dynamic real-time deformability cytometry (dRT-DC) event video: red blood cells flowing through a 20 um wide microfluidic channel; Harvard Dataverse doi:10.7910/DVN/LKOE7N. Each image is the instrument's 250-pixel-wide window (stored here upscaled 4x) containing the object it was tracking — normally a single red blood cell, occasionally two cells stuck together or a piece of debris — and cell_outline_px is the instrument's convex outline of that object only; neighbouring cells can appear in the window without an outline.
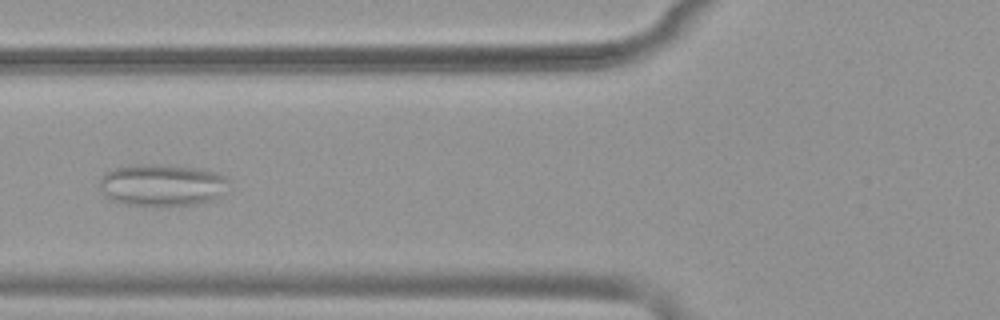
{"species": "common noctule bat (a hibernating species)", "species_latin": "Nyctalus noctula", "temperature_condition": "warm", "stored_images_in_passage": 52, "camera_frame_rate_fps": 3000, "um_per_image_px": 0.085, "animal": {"sex": "female", "body_mass_g": 19.9}, "frame": {"image": 1, "passage_image": 20, "time_ms": 6.333, "image_size_px": [1000, 320], "cell_outline_px": [[228, 180], [220, 192], [212, 200], [196, 204], [168, 208], [156, 208], [124, 204], [112, 200], [104, 196], [100, 188], [100, 176], [104, 172], [116, 168], [148, 164], [152, 164], [200, 168], [216, 172], [224, 176]], "centroid_in_image_um": [13.7, 15.77], "position_along_channel_um": 112.1, "area_um2": 31.96}}
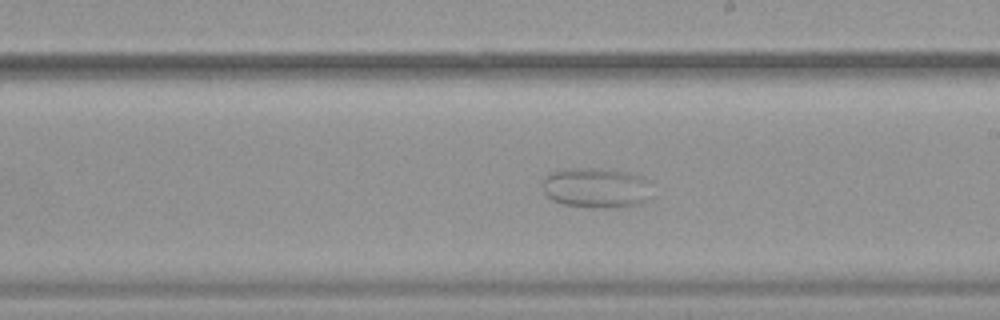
{"frame": {"image": 2, "passage_image": 30, "time_ms": 9.667, "image_size_px": [1000, 320], "cell_outline_px": [[648, 200], [640, 204], [608, 208], [592, 208], [560, 204], [552, 200], [544, 192], [544, 180], [548, 172], [568, 168], [600, 168], [628, 172], [644, 176], [648, 180]], "centroid_in_image_um": [50.66, 15.96], "position_along_channel_um": 238.3, "area_um2": 25.84}}
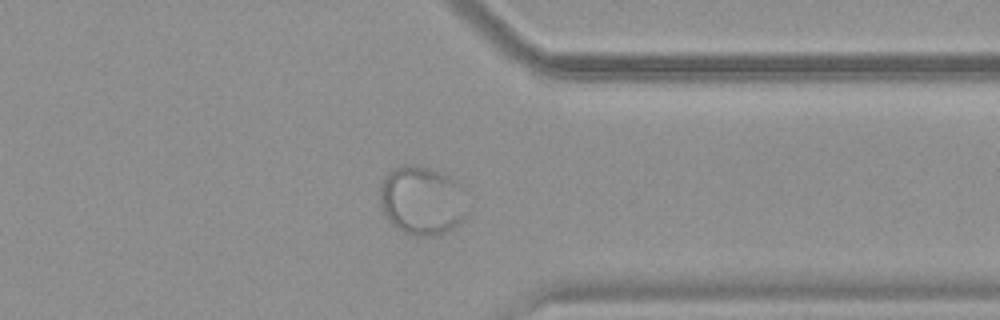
{"frame": {"image": 3, "passage_image": 41, "time_ms": 13.333, "image_size_px": [1000, 320], "cell_outline_px": [[464, 220], [460, 224], [448, 232], [436, 236], [416, 236], [404, 232], [396, 228], [388, 220], [380, 204], [380, 184], [388, 172], [392, 168], [400, 164], [416, 164], [440, 172], [456, 180], [464, 212]], "centroid_in_image_um": [35.79, 17.05], "position_along_channel_um": 375.6, "area_um2": 34.8}}